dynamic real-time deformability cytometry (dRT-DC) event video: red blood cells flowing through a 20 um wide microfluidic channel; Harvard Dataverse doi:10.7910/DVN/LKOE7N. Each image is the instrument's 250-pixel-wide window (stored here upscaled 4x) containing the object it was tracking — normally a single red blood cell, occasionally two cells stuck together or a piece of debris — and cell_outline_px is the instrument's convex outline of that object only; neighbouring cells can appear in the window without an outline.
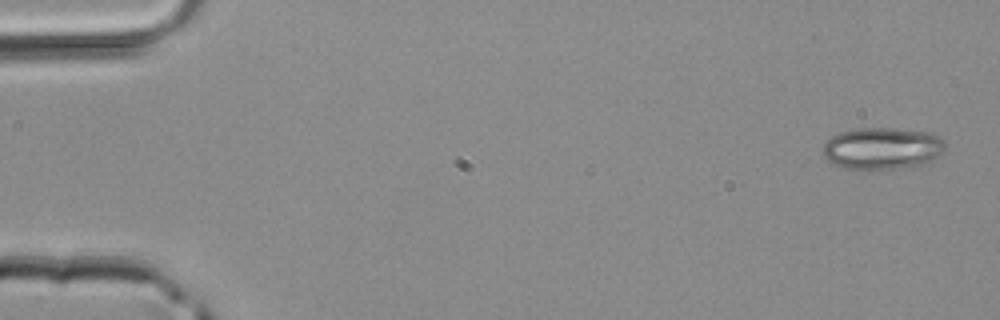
{"species": "common noctule bat (a hibernating species)", "species_latin": "Nyctalus noctula", "temperature_condition": "room temperature", "stored_images_in_passage": 4, "camera_frame_rate_fps": 3000, "um_per_image_px": 0.085, "animal": {"sex": "male", "body_mass_g": 20.4}, "frame": {"image": 1, "passage_image": 1, "time_ms": 0.0, "image_size_px": [1000, 320], "cell_outline_px": [[948, 148], [944, 152], [928, 164], [896, 168], [840, 168], [828, 160], [824, 156], [824, 144], [832, 136], [840, 132], [860, 128], [892, 128], [928, 132], [940, 136], [944, 140]], "centroid_in_image_um": [75.07, 12.6], "position_along_channel_um": 9.9, "area_um2": 29.94}}